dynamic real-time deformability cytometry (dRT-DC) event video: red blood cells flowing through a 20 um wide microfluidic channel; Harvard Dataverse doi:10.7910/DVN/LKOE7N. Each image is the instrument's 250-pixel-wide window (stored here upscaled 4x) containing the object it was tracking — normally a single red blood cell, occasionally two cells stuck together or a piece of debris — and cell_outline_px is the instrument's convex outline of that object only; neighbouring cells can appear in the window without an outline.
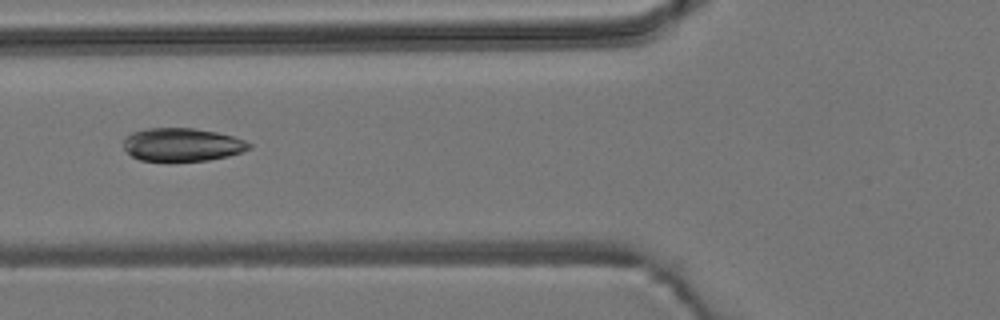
{"species": "common noctule bat (a hibernating species)", "species_latin": "Nyctalus noctula", "temperature_condition": "room temperature", "stored_images_in_passage": 3, "camera_frame_rate_fps": 3000, "um_per_image_px": 0.085, "animal": {"sex": "male", "body_mass_g": 19.2, "forearm_length_mm": 51.8}, "frame": {"image": 1, "passage_image": 2, "time_ms": 1.0, "image_size_px": [1000, 320], "cell_outline_px": [[252, 148], [228, 156], [208, 160], [140, 160], [132, 156], [124, 148], [124, 140], [132, 132], [148, 128], [192, 128], [216, 132], [232, 136], [244, 140], [252, 144]], "centroid_in_image_um": [15.5, 12.28], "position_along_channel_um": 110.3, "area_um2": 23.93}}
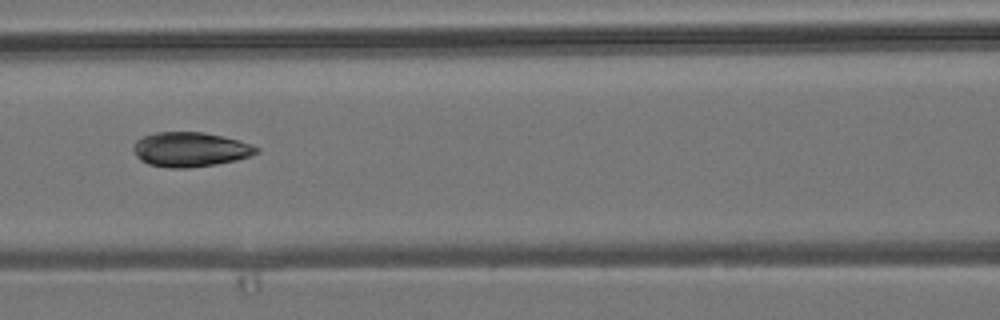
{"frame": {"image": 2, "passage_image": 3, "time_ms": 2.0, "image_size_px": [1000, 320], "cell_outline_px": [[260, 152], [236, 160], [216, 164], [188, 168], [168, 168], [148, 164], [140, 160], [136, 156], [132, 148], [132, 144], [136, 140], [144, 136], [156, 132], [204, 132], [240, 140], [252, 144], [260, 148]], "centroid_in_image_um": [16.16, 12.7], "position_along_channel_um": 150.4, "area_um2": 25.03}}